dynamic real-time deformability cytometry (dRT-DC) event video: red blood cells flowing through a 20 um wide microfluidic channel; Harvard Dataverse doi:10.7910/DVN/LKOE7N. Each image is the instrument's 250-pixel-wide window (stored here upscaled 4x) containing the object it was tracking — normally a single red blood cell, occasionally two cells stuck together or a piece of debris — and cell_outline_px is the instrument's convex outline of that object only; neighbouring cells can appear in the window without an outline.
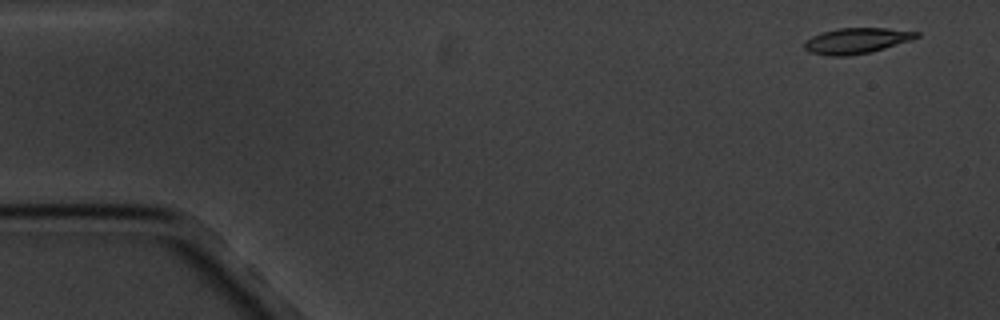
{"species": "common noctule bat (a hibernating species)", "species_latin": "Nyctalus noctula", "temperature_condition": "cold", "stored_images_in_passage": 4, "camera_frame_rate_fps": 3000, "um_per_image_px": 0.085, "animal": {"sex": "male", "body_mass_g": 20.1, "forearm_length_mm": 53.5}, "frame": {"image": 1, "passage_image": 1, "time_ms": 0.0, "image_size_px": [1000, 320], "cell_outline_px": [[920, 36], [884, 48], [868, 52], [848, 56], [828, 56], [808, 52], [804, 48], [804, 40], [820, 32], [836, 28], [888, 28], [920, 32]], "centroid_in_image_um": [72.72, 3.45], "position_along_channel_um": 12.3, "area_um2": 16.76}}
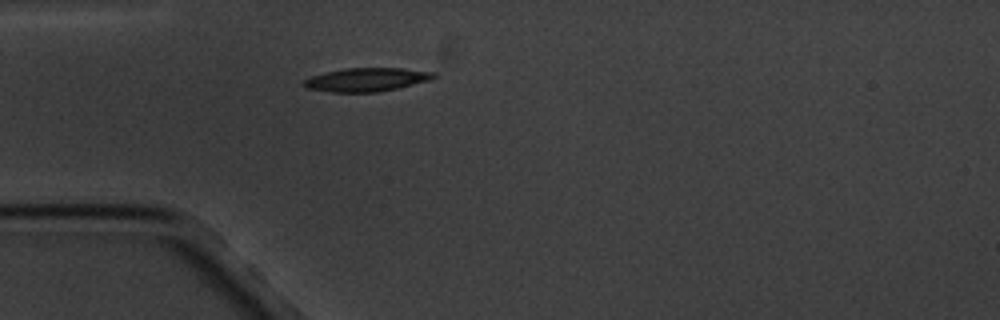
{"frame": {"image": 2, "passage_image": 4, "time_ms": 4.333, "image_size_px": [1000, 320], "cell_outline_px": [[436, 76], [428, 80], [396, 88], [376, 92], [332, 92], [308, 88], [304, 84], [304, 80], [312, 76], [344, 68], [404, 68], [436, 72]], "centroid_in_image_um": [31.18, 6.76], "position_along_channel_um": 53.8, "area_um2": 17.46}}